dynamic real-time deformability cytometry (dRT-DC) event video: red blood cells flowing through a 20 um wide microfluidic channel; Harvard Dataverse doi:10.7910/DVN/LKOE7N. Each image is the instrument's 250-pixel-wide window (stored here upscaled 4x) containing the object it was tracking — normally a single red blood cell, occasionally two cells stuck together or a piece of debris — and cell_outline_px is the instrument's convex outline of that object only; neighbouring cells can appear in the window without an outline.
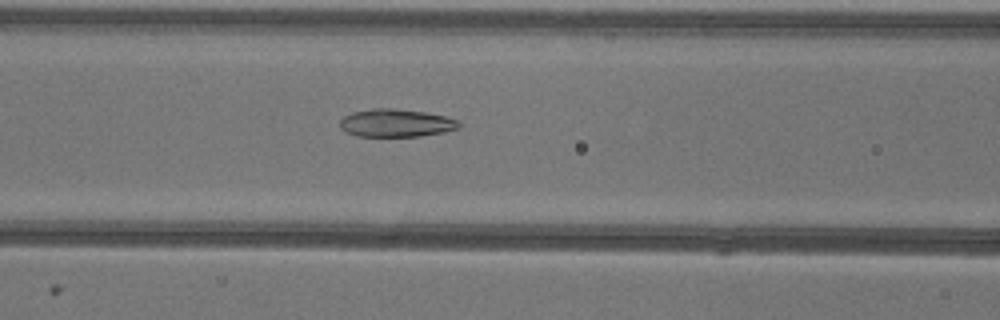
{"species": "common noctule bat (a hibernating species)", "species_latin": "Nyctalus noctula", "temperature_condition": "warm", "stored_images_in_passage": 45, "camera_frame_rate_fps": 3000, "um_per_image_px": 0.085, "animal": {"sex": "female"}, "frame": {"image": 1, "passage_image": 21, "time_ms": 6.667, "image_size_px": [1000, 320], "cell_outline_px": [[460, 128], [444, 132], [420, 136], [356, 136], [340, 128], [340, 120], [344, 116], [352, 112], [372, 108], [392, 108], [424, 112], [444, 116], [460, 120]], "centroid_in_image_um": [33.67, 10.45], "position_along_channel_um": 132.9, "area_um2": 19.36}}
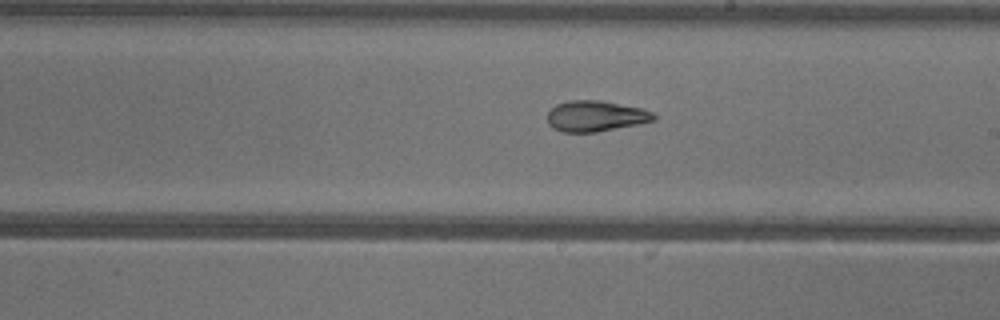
{"frame": {"image": 2, "passage_image": 29, "time_ms": 9.333, "image_size_px": [1000, 320], "cell_outline_px": [[656, 120], [640, 124], [596, 132], [564, 132], [552, 128], [548, 124], [548, 112], [556, 104], [568, 100], [604, 100], [644, 108], [652, 112], [656, 116]], "centroid_in_image_um": [50.66, 9.86], "position_along_channel_um": 238.3, "area_um2": 19.42}}
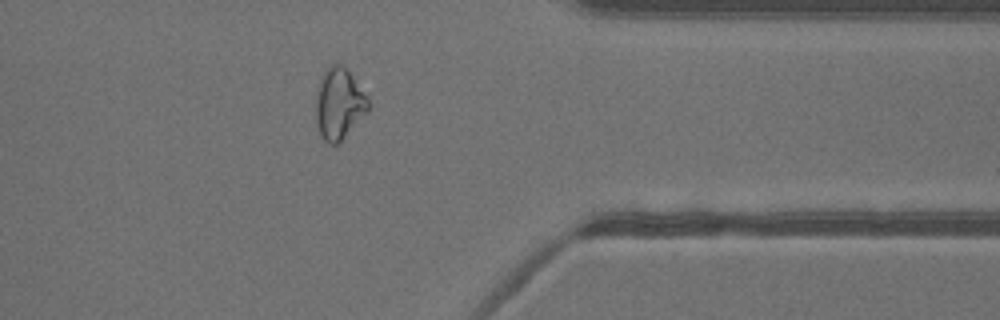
{"frame": {"image": 3, "passage_image": 41, "time_ms": 13.333, "image_size_px": [1000, 320], "cell_outline_px": [[368, 108], [340, 140], [336, 144], [328, 144], [324, 140], [320, 132], [316, 120], [316, 100], [320, 80], [324, 72], [332, 64], [340, 64], [352, 76], [368, 100]], "centroid_in_image_um": [28.77, 8.81], "position_along_channel_um": 382.6, "area_um2": 20.52}}